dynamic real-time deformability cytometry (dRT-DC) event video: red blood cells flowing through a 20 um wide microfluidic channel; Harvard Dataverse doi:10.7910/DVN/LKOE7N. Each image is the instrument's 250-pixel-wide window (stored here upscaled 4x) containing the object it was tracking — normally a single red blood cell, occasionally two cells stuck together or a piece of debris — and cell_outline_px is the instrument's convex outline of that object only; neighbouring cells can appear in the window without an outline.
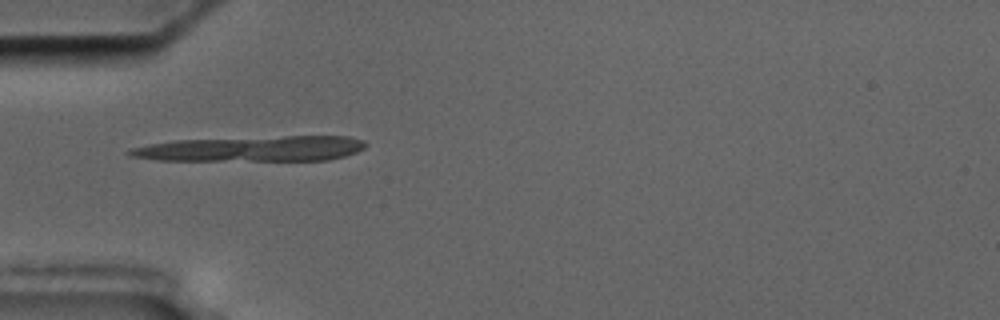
{"species": "common noctule bat (a hibernating species)", "species_latin": "Nyctalus noctula", "temperature_condition": "cold", "stored_images_in_passage": 32, "camera_frame_rate_fps": 3000, "um_per_image_px": 0.085, "animal": {"sex": "male", "body_mass_g": 17.5, "forearm_length_mm": 52.3}, "frame": {"image": 1, "passage_image": 1, "time_ms": 0.0, "image_size_px": [1000, 320], "cell_outline_px": [[368, 144], [364, 148], [356, 152], [344, 156], [328, 160], [156, 160], [128, 156], [124, 152], [132, 148], [148, 144], [176, 140], [284, 136], [348, 136], [364, 140]], "centroid_in_image_um": [21.41, 12.64], "position_along_channel_um": 63.6, "area_um2": 34.85}, "authors_computed_cell_mechanics": {"area_um2": 17.1666, "velocity_mm_per_s": 3.6044, "shape_relaxation_time_tau1_ms": 3.3698, "shape_relaxation_time_tau2_ms": 3.4408, "deformation_change_tau1": 0.3512, "deformation_change_tau2": 0.1251}}